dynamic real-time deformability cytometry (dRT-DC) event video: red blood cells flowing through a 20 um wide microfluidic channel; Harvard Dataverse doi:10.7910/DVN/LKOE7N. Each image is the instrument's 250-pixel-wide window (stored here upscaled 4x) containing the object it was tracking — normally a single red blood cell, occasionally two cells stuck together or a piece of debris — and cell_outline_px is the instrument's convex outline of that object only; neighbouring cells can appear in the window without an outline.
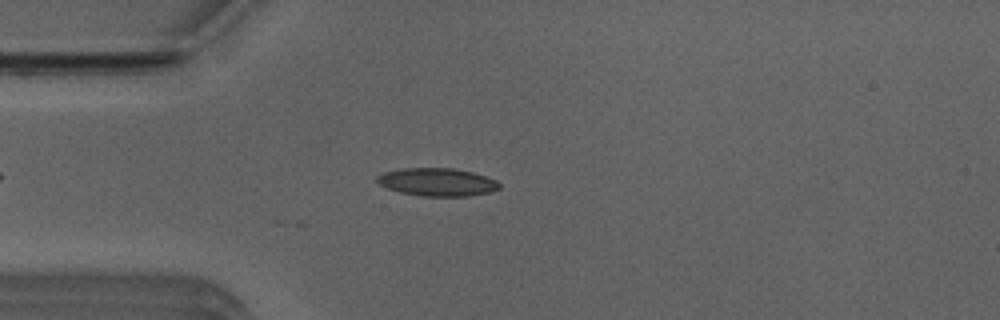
{"species": "Egyptian fruit bat (a non-hibernating species)", "species_latin": "Rousettus aegyptiacus", "temperature_condition": "room temperature", "stored_images_in_passage": 6, "camera_frame_rate_fps": 3000, "um_per_image_px": 0.085, "animal": {"sex": "male"}, "frame": {"image": 1, "passage_image": 6, "time_ms": 1.667, "image_size_px": [1000, 320], "cell_outline_px": [[500, 188], [488, 192], [468, 196], [420, 196], [400, 192], [388, 188], [380, 184], [376, 180], [376, 176], [384, 172], [400, 168], [452, 168], [472, 172], [496, 180], [500, 184]], "centroid_in_image_um": [37.14, 15.47], "position_along_channel_um": 47.9, "area_um2": 19.83}}